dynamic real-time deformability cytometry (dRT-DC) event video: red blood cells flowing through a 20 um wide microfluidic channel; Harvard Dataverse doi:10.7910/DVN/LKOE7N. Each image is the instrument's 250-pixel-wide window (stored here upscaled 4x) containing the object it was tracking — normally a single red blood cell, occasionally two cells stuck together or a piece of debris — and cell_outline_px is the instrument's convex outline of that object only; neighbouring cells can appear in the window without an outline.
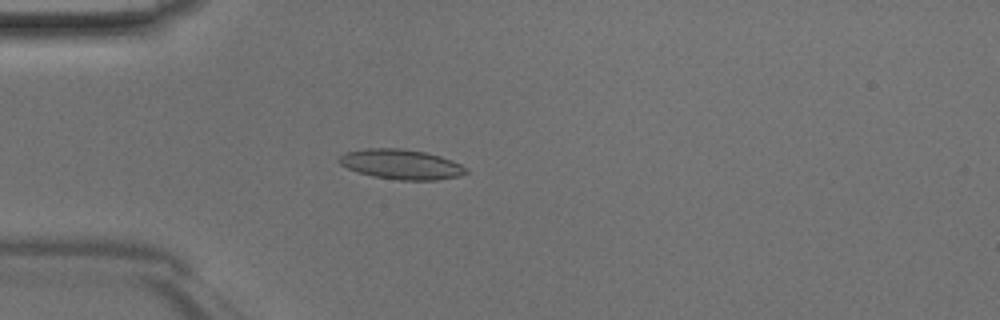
{"species": "Egyptian fruit bat (a non-hibernating species)", "species_latin": "Rousettus aegyptiacus", "temperature_condition": "room temperature", "stored_images_in_passage": 34, "camera_frame_rate_fps": 3000, "um_per_image_px": 0.085, "animal": {"sex": "male"}, "frame": {"image": 1, "passage_image": 1, "time_ms": 0.0, "image_size_px": [1000, 320], "cell_outline_px": [[468, 172], [460, 176], [436, 180], [400, 180], [372, 176], [348, 168], [340, 164], [336, 160], [344, 152], [364, 148], [400, 148], [424, 152], [440, 156], [452, 160], [468, 168]], "centroid_in_image_um": [34.1, 13.96], "position_along_channel_um": 50.9, "area_um2": 22.2}}
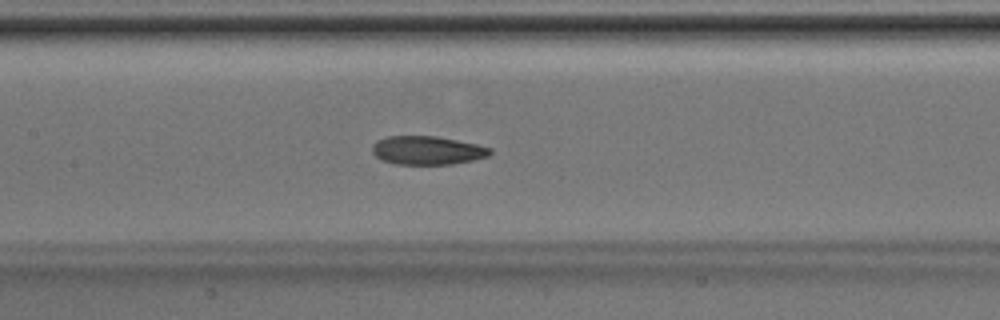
{"frame": {"image": 2, "passage_image": 10, "time_ms": 3.0, "image_size_px": [1000, 320], "cell_outline_px": [[492, 152], [488, 156], [472, 160], [452, 164], [396, 164], [384, 160], [376, 156], [372, 152], [372, 144], [376, 140], [388, 136], [436, 136], [476, 144], [492, 148]], "centroid_in_image_um": [36.31, 12.77], "position_along_channel_um": 171.1, "area_um2": 19.54}}
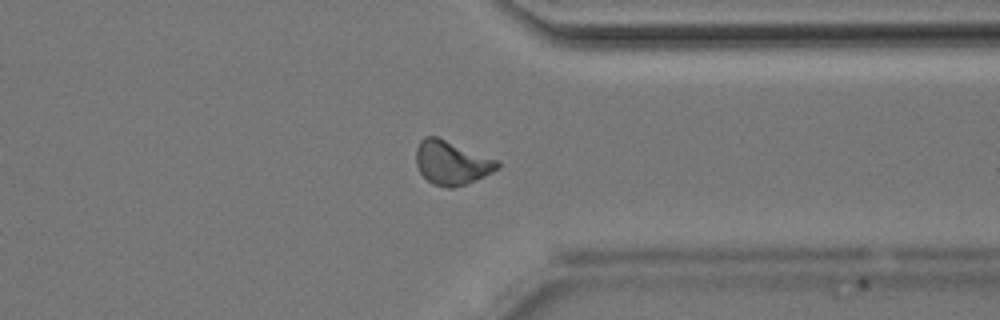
{"frame": {"image": 3, "passage_image": 24, "time_ms": 7.667, "image_size_px": [1000, 320], "cell_outline_px": [[500, 168], [484, 176], [464, 184], [452, 188], [448, 188], [432, 184], [420, 172], [416, 164], [416, 148], [420, 140], [424, 136], [436, 136], [500, 160]], "centroid_in_image_um": [38.39, 13.82], "position_along_channel_um": 373.0, "area_um2": 20.87}}